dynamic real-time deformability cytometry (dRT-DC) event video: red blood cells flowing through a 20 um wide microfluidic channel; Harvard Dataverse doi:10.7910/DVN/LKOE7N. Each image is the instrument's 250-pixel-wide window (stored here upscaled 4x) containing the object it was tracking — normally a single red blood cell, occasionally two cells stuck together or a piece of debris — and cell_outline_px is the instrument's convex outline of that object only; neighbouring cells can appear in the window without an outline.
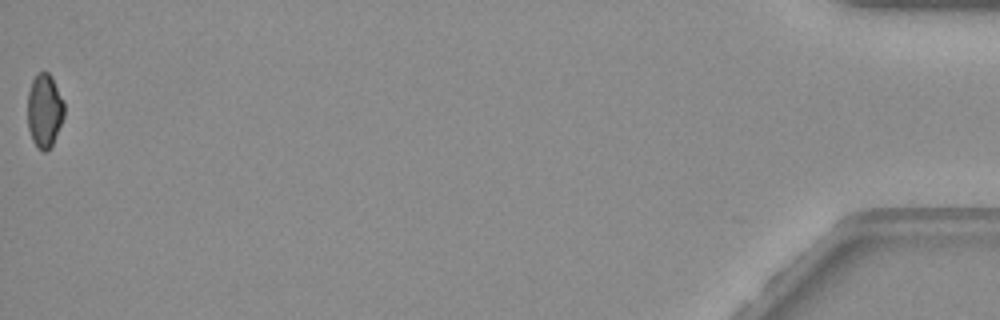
{"species": "common noctule bat (a hibernating species)", "species_latin": "Nyctalus noctula", "temperature_condition": "warm", "stored_images_in_passage": 43, "camera_frame_rate_fps": 3000, "um_per_image_px": 0.085, "animal": {"sex": "female", "body_mass_g": 19.3, "forearm_length_mm": 54.1}, "frame": {"image": 1, "passage_image": 43, "time_ms": 14.0, "image_size_px": [1000, 320], "cell_outline_px": [[64, 116], [52, 144], [44, 152], [32, 140], [28, 128], [28, 92], [32, 80], [40, 72], [48, 72], [52, 76], [64, 100]], "centroid_in_image_um": [3.79, 9.36], "position_along_channel_um": 431.4, "area_um2": 15.55}, "authors_computed_cell_mechanics": {"area_um2": 17.3978, "velocity_mm_per_s": 3.5419, "shape_relaxation_time_tau1_ms": null, "shape_relaxation_time_tau2_ms": 3.7414, "deformation_change_tau1": null, "deformation_change_tau2": 0.0734}}